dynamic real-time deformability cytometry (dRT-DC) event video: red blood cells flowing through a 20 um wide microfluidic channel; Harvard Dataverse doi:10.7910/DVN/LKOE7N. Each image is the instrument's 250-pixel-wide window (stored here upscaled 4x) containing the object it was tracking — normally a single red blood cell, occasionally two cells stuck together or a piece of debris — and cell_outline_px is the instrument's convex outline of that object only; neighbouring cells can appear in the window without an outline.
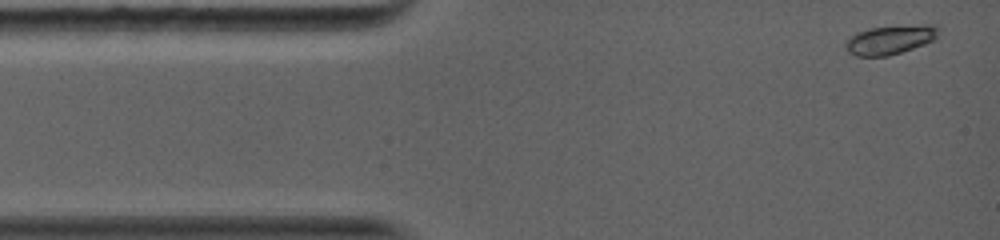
{"species": "common noctule bat (a hibernating species)", "species_latin": "Nyctalus noctula", "temperature_condition": "warm", "stored_images_in_passage": 42, "camera_frame_rate_fps": 5000, "um_per_image_px": 0.085, "animal": {"sex": "female", "body_mass_g": 19.0, "forearm_length_mm": 56.7}, "frame": {"image": 1, "passage_image": 1, "time_ms": 0.0, "image_size_px": [1000, 240], "cell_outline_px": [[940, 28], [936, 40], [888, 56], [856, 56], [848, 52], [844, 44], [856, 32], [868, 28], [924, 24], [940, 24]], "centroid_in_image_um": [75.72, 3.36], "position_along_channel_um": 9.3, "area_um2": 15.9}}
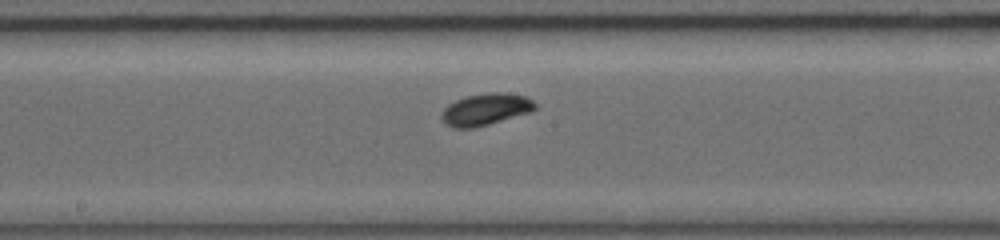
{"frame": {"image": 2, "passage_image": 24, "time_ms": 6.4, "image_size_px": [1000, 240], "cell_outline_px": [[536, 108], [532, 112], [488, 124], [472, 128], [452, 128], [440, 116], [444, 108], [448, 104], [464, 96], [488, 92], [504, 92], [528, 96], [536, 104]], "centroid_in_image_um": [41.31, 9.27], "position_along_channel_um": 206.9, "area_um2": 17.46}}
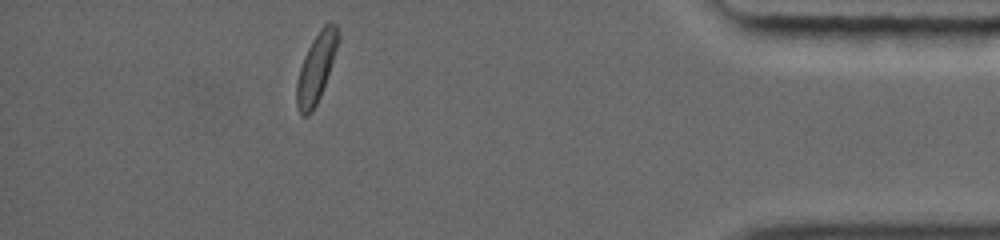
{"frame": {"image": 3, "passage_image": 41, "time_ms": 12.4, "image_size_px": [1000, 240], "cell_outline_px": [[340, 40], [320, 96], [312, 112], [308, 116], [300, 116], [296, 104], [296, 84], [300, 68], [304, 56], [312, 40], [320, 28], [328, 20], [332, 20], [336, 24], [340, 36]], "centroid_in_image_um": [26.88, 5.73], "position_along_channel_um": 408.3, "area_um2": 16.82}, "authors_computed_cell_mechanics": {"area_um2": 16.2996, "velocity_mm_per_s": 4.1572, "shape_relaxation_time_tau1_ms": 0.9956, "shape_relaxation_time_tau2_ms": null, "deformation_change_tau1": 0.0887, "deformation_change_tau2": null}}